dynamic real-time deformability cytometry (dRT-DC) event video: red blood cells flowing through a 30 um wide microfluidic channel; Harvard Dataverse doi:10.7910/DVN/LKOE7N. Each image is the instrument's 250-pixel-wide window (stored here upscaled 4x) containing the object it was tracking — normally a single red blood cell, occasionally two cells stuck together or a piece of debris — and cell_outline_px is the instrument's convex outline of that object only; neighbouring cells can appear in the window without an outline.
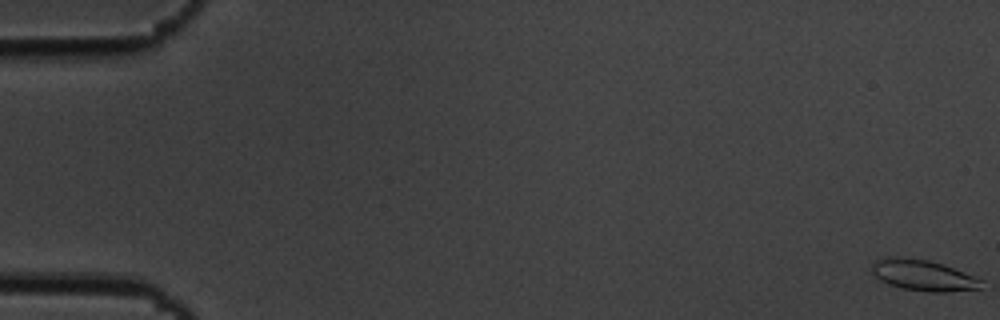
{"species": "common noctule bat (a hibernating species)", "species_latin": "Nyctalus noctula", "temperature_condition": "cold", "stored_images_in_passage": 56, "camera_frame_rate_fps": 3000, "um_per_image_px": 0.085, "animal": {"sex": "male", "body_mass_g": 19.5, "forearm_length_mm": 54.6}, "frame": {"image": 1, "passage_image": 1, "time_ms": 0.0, "image_size_px": [1000, 320], "cell_outline_px": [[984, 284], [980, 288], [944, 292], [928, 292], [900, 288], [888, 284], [880, 280], [872, 272], [872, 264], [876, 260], [888, 256], [900, 256], [928, 260], [944, 264], [984, 280]], "centroid_in_image_um": [78.47, 23.39], "position_along_channel_um": 6.5, "area_um2": 19.94}}
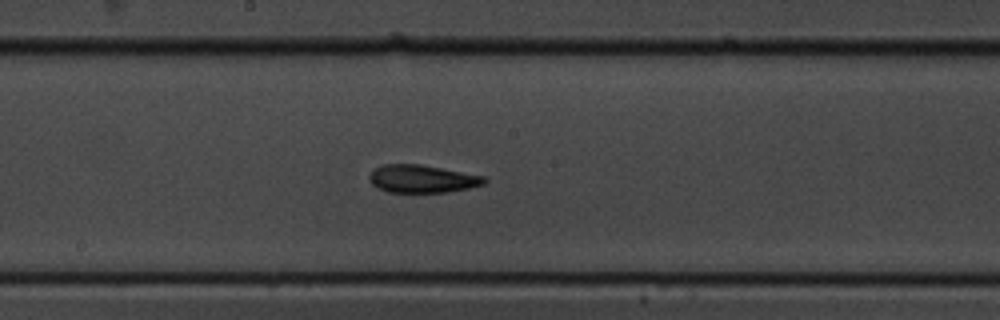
{"frame": {"image": 2, "passage_image": 31, "time_ms": 10.0, "image_size_px": [1000, 320], "cell_outline_px": [[488, 180], [484, 184], [468, 188], [448, 192], [388, 192], [376, 188], [368, 180], [368, 176], [376, 168], [384, 164], [420, 164], [484, 176]], "centroid_in_image_um": [35.86, 15.2], "position_along_channel_um": 212.3, "area_um2": 18.61}}
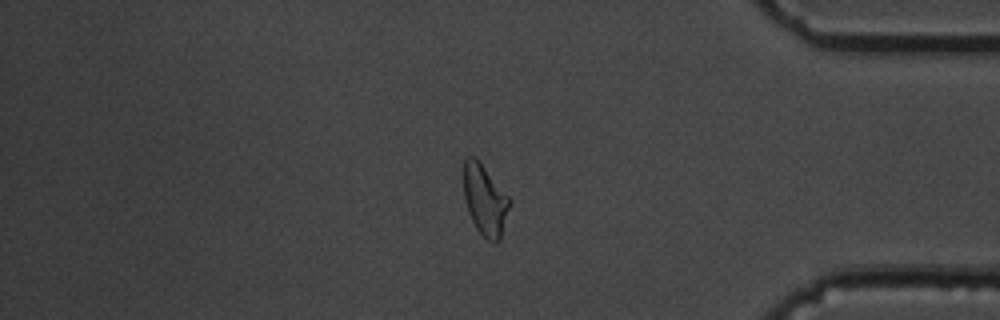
{"frame": {"image": 3, "passage_image": 48, "time_ms": 15.667, "image_size_px": [1000, 320], "cell_outline_px": [[508, 208], [500, 240], [488, 240], [476, 228], [468, 212], [464, 200], [464, 156], [472, 156], [484, 168], [508, 196]], "centroid_in_image_um": [41.17, 17.0], "position_along_channel_um": 394.0, "area_um2": 18.09}, "authors_computed_cell_mechanics": {"area_um2": 19.1318, "velocity_mm_per_s": 3.6377, "shape_relaxation_time_tau1_ms": 8.7709, "shape_relaxation_time_tau2_ms": 2.8534, "deformation_change_tau1": 0.2206, "deformation_change_tau2": 0.1029}}